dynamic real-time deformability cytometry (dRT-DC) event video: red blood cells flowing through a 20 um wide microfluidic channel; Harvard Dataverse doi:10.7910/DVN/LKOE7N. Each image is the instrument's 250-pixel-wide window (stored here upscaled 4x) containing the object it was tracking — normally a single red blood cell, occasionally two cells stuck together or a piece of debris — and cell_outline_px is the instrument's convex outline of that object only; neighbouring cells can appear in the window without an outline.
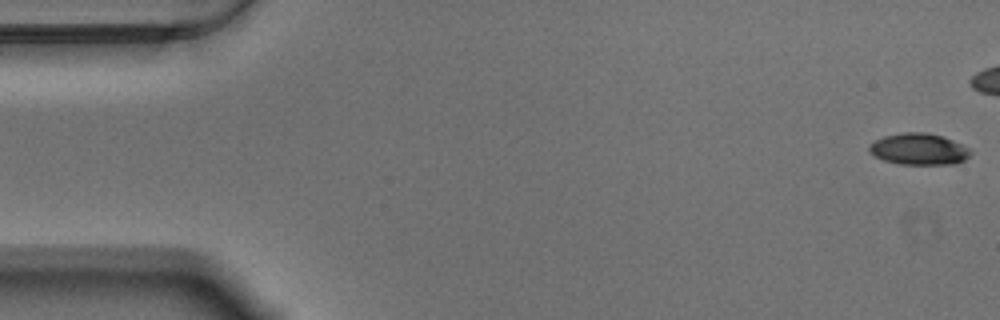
{"species": "Egyptian fruit bat (a non-hibernating species)", "species_latin": "Rousettus aegyptiacus", "temperature_condition": "warm", "stored_images_in_passage": 7, "camera_frame_rate_fps": 3000, "um_per_image_px": 0.085, "animal": {"sex": "male"}, "frame": {"image": 1, "passage_image": 1, "time_ms": 0.0, "image_size_px": [1000, 320], "cell_outline_px": [[972, 152], [964, 160], [956, 164], [900, 164], [884, 160], [872, 156], [868, 152], [868, 144], [884, 136], [904, 132], [928, 132], [944, 136], [968, 148]], "centroid_in_image_um": [78.06, 12.67], "position_along_channel_um": 6.9, "area_um2": 18.73}}